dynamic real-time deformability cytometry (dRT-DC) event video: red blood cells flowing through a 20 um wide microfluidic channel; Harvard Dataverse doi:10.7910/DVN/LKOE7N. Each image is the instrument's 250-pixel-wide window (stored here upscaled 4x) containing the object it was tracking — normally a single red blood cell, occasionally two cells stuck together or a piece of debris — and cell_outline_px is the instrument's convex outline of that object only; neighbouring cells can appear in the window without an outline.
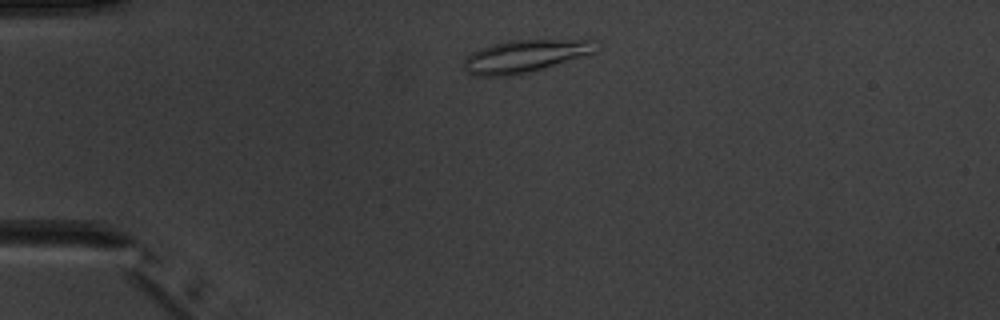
{"species": "common noctule bat (a hibernating species)", "species_latin": "Nyctalus noctula", "temperature_condition": "warm", "stored_images_in_passage": 3, "camera_frame_rate_fps": 3000, "um_per_image_px": 0.085, "animal": {"sex": "male", "body_mass_g": 20.1, "forearm_length_mm": 53.5}, "frame": {"image": 1, "passage_image": 2, "time_ms": 1.333, "image_size_px": [1000, 320], "cell_outline_px": [[596, 52], [532, 72], [512, 76], [476, 76], [468, 72], [464, 68], [464, 60], [472, 52], [480, 48], [492, 44], [508, 40], [596, 40]], "centroid_in_image_um": [44.61, 4.78], "position_along_channel_um": 40.4, "area_um2": 25.03}}